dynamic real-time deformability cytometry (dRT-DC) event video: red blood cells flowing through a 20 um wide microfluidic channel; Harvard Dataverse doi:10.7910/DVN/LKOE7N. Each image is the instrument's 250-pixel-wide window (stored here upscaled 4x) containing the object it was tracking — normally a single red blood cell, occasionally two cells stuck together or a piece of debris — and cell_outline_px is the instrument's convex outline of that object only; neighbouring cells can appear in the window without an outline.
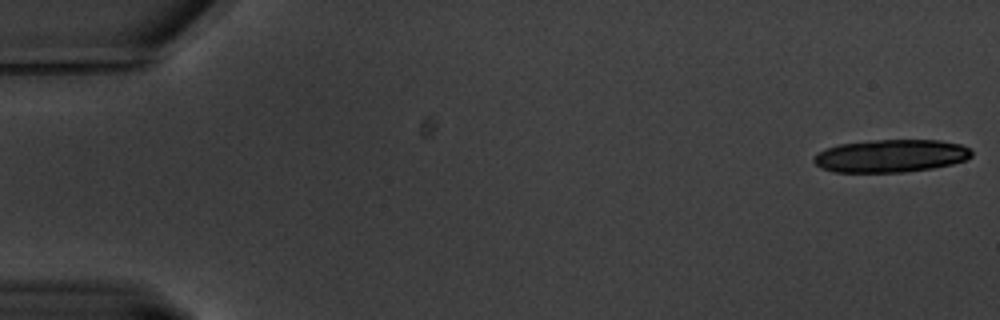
{"species": "common noctule bat (a hibernating species)", "species_latin": "Nyctalus noctula", "temperature_condition": "warm", "stored_images_in_passage": 19, "camera_frame_rate_fps": 3000, "um_per_image_px": 0.085, "animal": {"sex": "male", "body_mass_g": 20.1, "forearm_length_mm": 53.5}, "frame": {"image": 1, "passage_image": 1, "time_ms": 0.0, "image_size_px": [1000, 320], "cell_outline_px": [[972, 156], [964, 160], [952, 164], [932, 168], [904, 172], [836, 172], [820, 168], [812, 160], [820, 152], [828, 148], [840, 144], [872, 140], [940, 140], [960, 144], [968, 148], [972, 152]], "centroid_in_image_um": [75.73, 13.25], "position_along_channel_um": 9.3, "area_um2": 29.94}}